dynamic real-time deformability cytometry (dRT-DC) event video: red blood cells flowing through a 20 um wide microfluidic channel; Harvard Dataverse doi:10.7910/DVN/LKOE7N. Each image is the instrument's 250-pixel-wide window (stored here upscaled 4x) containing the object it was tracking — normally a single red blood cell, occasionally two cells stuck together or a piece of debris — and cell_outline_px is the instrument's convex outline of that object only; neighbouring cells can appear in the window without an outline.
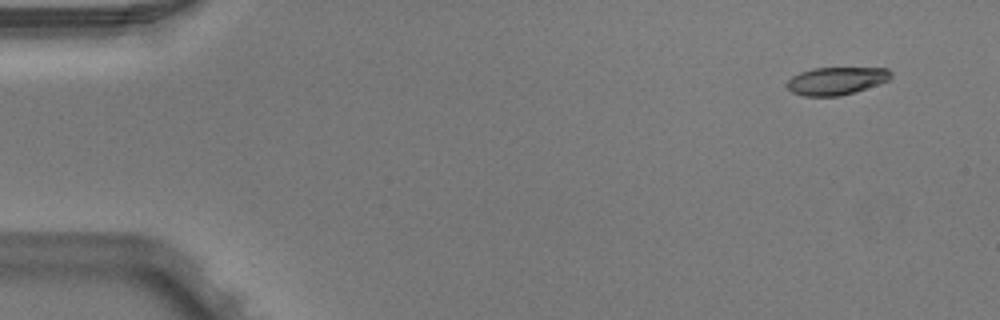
{"species": "Egyptian fruit bat (a non-hibernating species)", "species_latin": "Rousettus aegyptiacus", "temperature_condition": "warm", "stored_images_in_passage": 5, "segment_of_instrument_passage": [1, 2], "camera_frame_rate_fps": 3000, "um_per_image_px": 0.085, "animal": {"sex": "male"}, "frame": {"image": 1, "passage_image": 1, "time_ms": 0.0, "image_size_px": [1000, 320], "cell_outline_px": [[892, 76], [888, 80], [840, 96], [804, 96], [792, 92], [784, 84], [792, 76], [800, 72], [812, 68], [888, 68], [892, 72]], "centroid_in_image_um": [71.04, 6.86], "position_along_channel_um": 14.0, "area_um2": 16.65}}
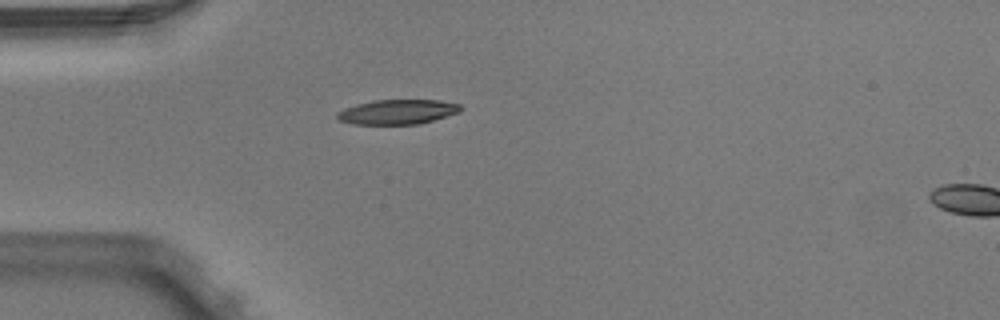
{"frame": {"image": 2, "passage_image": 4, "time_ms": 1.0, "image_size_px": [1000, 320], "cell_outline_px": [[464, 108], [460, 112], [420, 124], [352, 124], [340, 120], [336, 116], [336, 112], [344, 108], [356, 104], [376, 100], [440, 100], [460, 104]], "centroid_in_image_um": [33.81, 9.51], "position_along_channel_um": 51.2, "area_um2": 17.86}}